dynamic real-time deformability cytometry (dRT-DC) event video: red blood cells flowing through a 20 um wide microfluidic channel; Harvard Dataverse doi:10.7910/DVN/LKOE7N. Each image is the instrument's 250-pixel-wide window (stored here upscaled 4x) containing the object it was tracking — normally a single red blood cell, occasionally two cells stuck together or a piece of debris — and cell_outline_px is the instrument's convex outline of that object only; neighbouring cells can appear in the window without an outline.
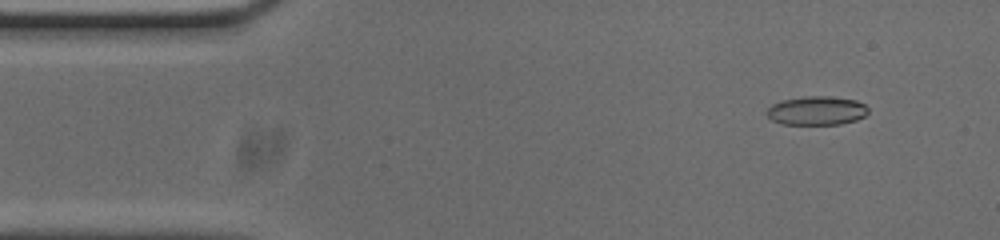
{"species": "common noctule bat (a hibernating species)", "species_latin": "Nyctalus noctula", "temperature_condition": "cold", "stored_images_in_passage": 10, "camera_frame_rate_fps": 3000, "um_per_image_px": 0.085, "animal": {"sex": "male", "body_mass_g": 20.0, "forearm_length_mm": 53.3}, "frame": {"image": 1, "passage_image": 5, "time_ms": 1.333, "image_size_px": [1000, 240], "cell_outline_px": [[868, 112], [864, 116], [856, 120], [840, 124], [780, 124], [772, 120], [768, 116], [768, 108], [772, 104], [784, 100], [804, 96], [832, 96], [856, 100], [864, 104], [868, 108]], "centroid_in_image_um": [69.44, 9.4], "position_along_channel_um": 15.6, "area_um2": 16.99}}